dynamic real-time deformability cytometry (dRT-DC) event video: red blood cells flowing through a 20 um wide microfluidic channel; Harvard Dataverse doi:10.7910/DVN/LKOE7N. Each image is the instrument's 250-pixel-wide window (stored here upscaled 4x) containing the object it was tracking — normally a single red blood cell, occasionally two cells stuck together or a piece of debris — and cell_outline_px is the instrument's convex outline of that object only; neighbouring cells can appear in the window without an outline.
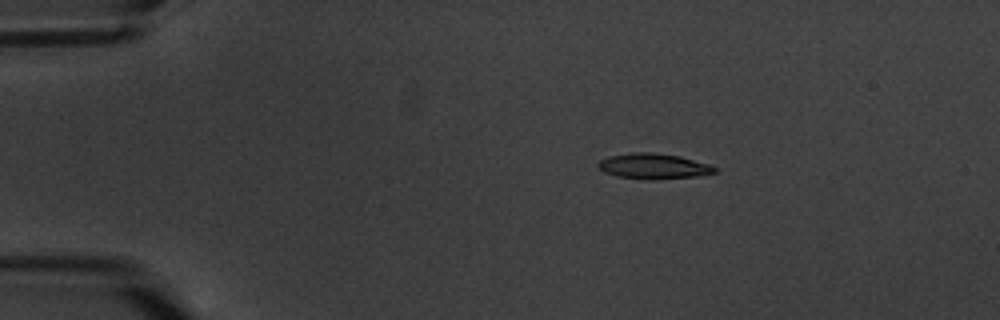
{"species": "common noctule bat (a hibernating species)", "species_latin": "Nyctalus noctula", "temperature_condition": "warm", "stored_images_in_passage": 4, "camera_frame_rate_fps": 3000, "um_per_image_px": 0.085, "animal": {"sex": "male", "body_mass_g": 20.1, "forearm_length_mm": 53.5}, "frame": {"image": 1, "passage_image": 2, "time_ms": 1.333, "image_size_px": [1000, 320], "cell_outline_px": [[720, 168], [716, 172], [696, 176], [616, 176], [604, 172], [596, 164], [600, 160], [608, 156], [632, 152], [652, 152], [680, 156], [708, 164]], "centroid_in_image_um": [55.54, 14.05], "position_along_channel_um": 29.5, "area_um2": 16.18}}